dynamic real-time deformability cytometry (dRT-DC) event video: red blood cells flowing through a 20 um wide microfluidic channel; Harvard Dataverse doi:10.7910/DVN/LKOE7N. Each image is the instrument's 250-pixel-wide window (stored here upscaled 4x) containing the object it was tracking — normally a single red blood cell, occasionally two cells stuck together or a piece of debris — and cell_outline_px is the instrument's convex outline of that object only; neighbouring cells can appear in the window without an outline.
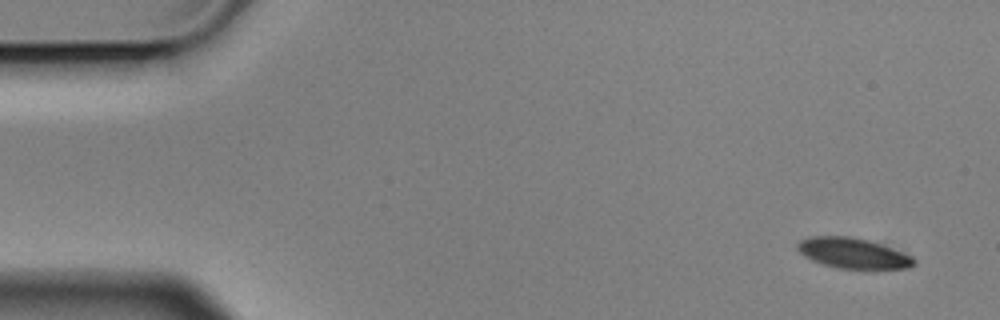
{"species": "Egyptian fruit bat (a non-hibernating species)", "species_latin": "Rousettus aegyptiacus", "temperature_condition": "cold", "stored_images_in_passage": 3, "camera_frame_rate_fps": 3000, "um_per_image_px": 0.085, "animal": {"sex": "male"}, "frame": {"image": 1, "passage_image": 1, "time_ms": 0.0, "image_size_px": [1000, 320], "cell_outline_px": [[916, 264], [908, 268], [840, 268], [824, 264], [812, 260], [804, 256], [796, 248], [796, 244], [800, 240], [808, 236], [848, 236], [868, 240], [892, 248], [912, 256], [916, 260]], "centroid_in_image_um": [72.48, 21.5], "position_along_channel_um": 12.5, "area_um2": 20.46}}